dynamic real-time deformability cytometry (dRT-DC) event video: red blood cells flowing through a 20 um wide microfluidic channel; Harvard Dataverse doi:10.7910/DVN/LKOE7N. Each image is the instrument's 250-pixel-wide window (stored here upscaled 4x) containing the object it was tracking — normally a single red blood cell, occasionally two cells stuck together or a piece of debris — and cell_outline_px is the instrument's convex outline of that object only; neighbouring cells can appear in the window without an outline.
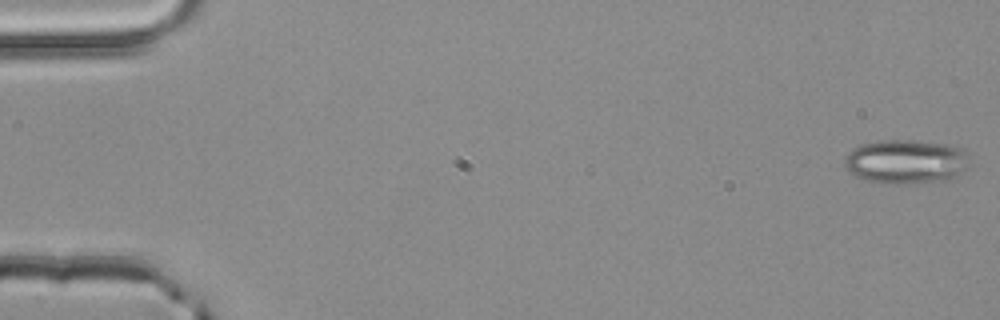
{"species": "common noctule bat (a hibernating species)", "species_latin": "Nyctalus noctula", "temperature_condition": "room temperature", "stored_images_in_passage": 16, "segment_of_instrument_passage": [1, 2], "camera_frame_rate_fps": 3000, "um_per_image_px": 0.085, "animal": {"sex": "male", "body_mass_g": 20.4}, "frame": {"image": 1, "passage_image": 1, "time_ms": 0.0, "image_size_px": [1000, 320], "cell_outline_px": [[964, 168], [960, 172], [944, 180], [908, 184], [884, 184], [864, 180], [856, 176], [844, 164], [844, 156], [852, 148], [864, 144], [884, 140], [912, 140], [944, 144], [960, 148], [964, 152]], "centroid_in_image_um": [76.89, 13.75], "position_along_channel_um": 8.1, "area_um2": 31.5}}